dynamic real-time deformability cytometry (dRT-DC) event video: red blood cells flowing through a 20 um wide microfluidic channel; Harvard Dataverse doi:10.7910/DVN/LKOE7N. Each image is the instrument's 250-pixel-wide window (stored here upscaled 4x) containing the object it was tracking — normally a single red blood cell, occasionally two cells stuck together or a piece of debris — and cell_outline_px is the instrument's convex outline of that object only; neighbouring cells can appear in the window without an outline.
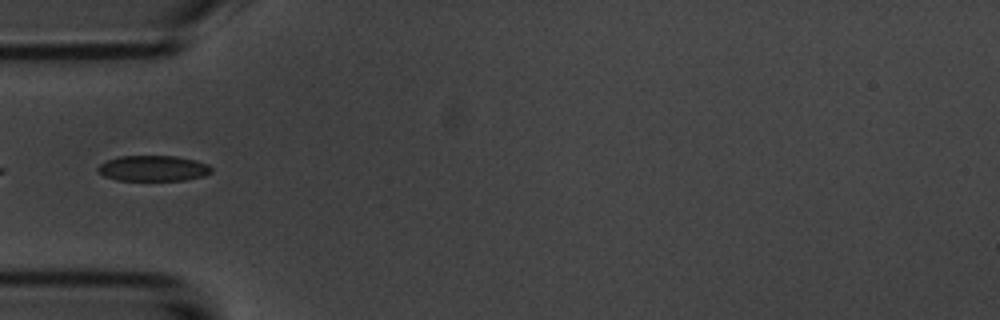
{"species": "common noctule bat (a hibernating species)", "species_latin": "Nyctalus noctula", "temperature_condition": "room temperature", "stored_images_in_passage": 6, "camera_frame_rate_fps": 3000, "um_per_image_px": 0.085, "animal": {"sex": "male", "body_mass_g": 20.1, "forearm_length_mm": 53.5}, "frame": {"image": 1, "passage_image": 1, "time_ms": 0.0, "image_size_px": [1000, 320], "cell_outline_px": [[212, 172], [204, 176], [184, 180], [116, 180], [104, 176], [96, 168], [100, 164], [108, 160], [120, 156], [176, 156], [196, 160], [208, 164], [212, 168]], "centroid_in_image_um": [13.05, 14.31], "position_along_channel_um": 72.0, "area_um2": 16.94}}
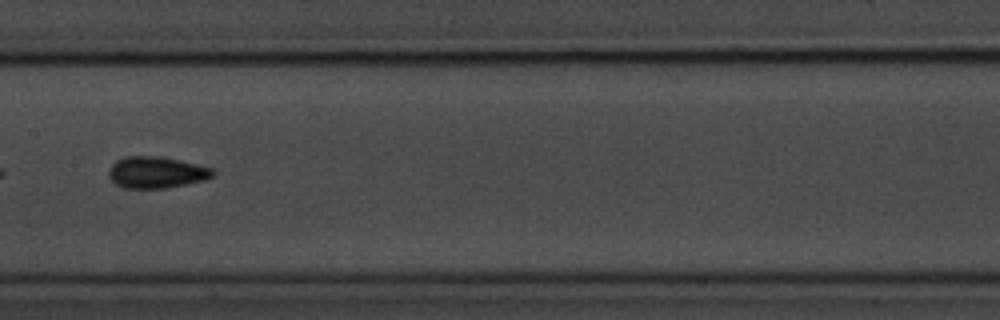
{"frame": {"image": 2, "passage_image": 4, "time_ms": 3.333, "image_size_px": [1000, 320], "cell_outline_px": [[216, 176], [204, 180], [164, 188], [124, 188], [116, 184], [108, 176], [108, 168], [116, 160], [124, 156], [160, 156], [180, 160], [216, 168]], "centroid_in_image_um": [13.32, 14.64], "position_along_channel_um": 194.1, "area_um2": 19.42}}
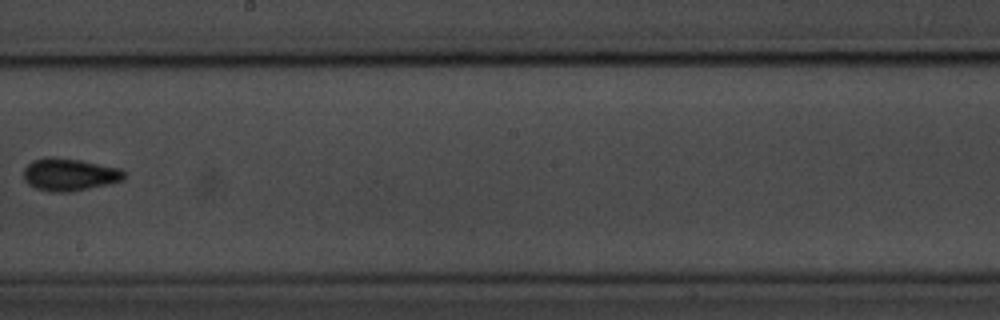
{"frame": {"image": 3, "passage_image": 5, "time_ms": 4.667, "image_size_px": [1000, 320], "cell_outline_px": [[124, 180], [108, 184], [68, 192], [52, 192], [36, 188], [28, 184], [24, 180], [24, 168], [32, 160], [48, 156], [80, 160], [120, 168], [124, 172]], "centroid_in_image_um": [5.88, 14.83], "position_along_channel_um": 242.3, "area_um2": 18.96}}